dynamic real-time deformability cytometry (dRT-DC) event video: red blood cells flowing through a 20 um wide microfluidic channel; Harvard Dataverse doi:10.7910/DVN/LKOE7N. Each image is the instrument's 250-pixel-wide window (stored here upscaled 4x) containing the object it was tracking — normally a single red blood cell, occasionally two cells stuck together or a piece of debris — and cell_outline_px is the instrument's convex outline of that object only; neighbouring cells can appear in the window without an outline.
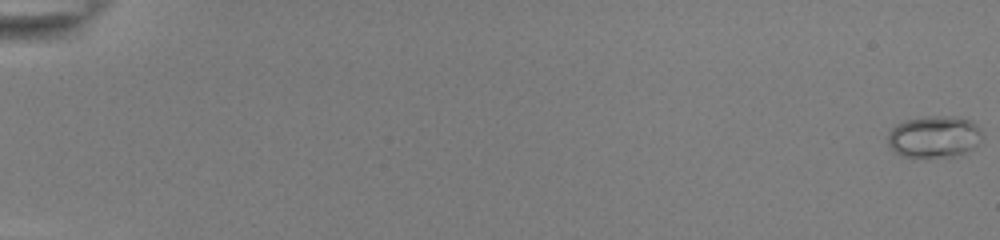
{"species": "common noctule bat (a hibernating species)", "species_latin": "Nyctalus noctula", "temperature_condition": "room temperature", "stored_images_in_passage": 55, "camera_frame_rate_fps": 3000, "um_per_image_px": 0.085, "animal": {"sex": "female", "body_mass_g": 22.0, "forearm_length_mm": 56.7}, "frame": {"image": 1, "passage_image": 1, "time_ms": 0.0, "image_size_px": [1000, 240], "cell_outline_px": [[984, 136], [964, 156], [904, 156], [896, 152], [888, 144], [888, 132], [896, 124], [904, 120], [928, 116], [956, 116], [972, 120], [984, 132]], "centroid_in_image_um": [79.46, 11.6], "position_along_channel_um": 5.5, "area_um2": 23.24}}
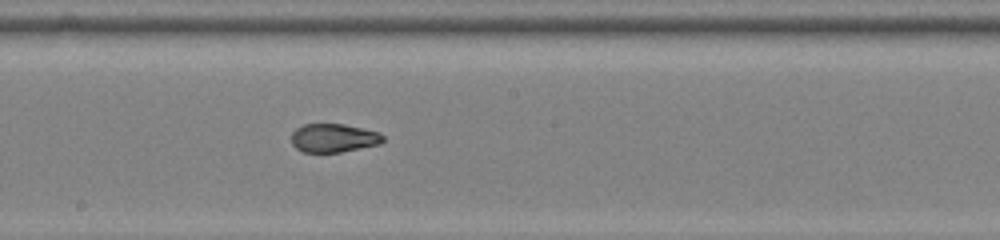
{"frame": {"image": 2, "passage_image": 33, "time_ms": 10.667, "image_size_px": [1000, 240], "cell_outline_px": [[384, 140], [380, 144], [340, 152], [304, 152], [296, 148], [292, 144], [292, 132], [296, 128], [304, 124], [344, 124], [380, 132], [384, 136]], "centroid_in_image_um": [28.37, 11.72], "position_along_channel_um": 219.8, "area_um2": 15.26}}
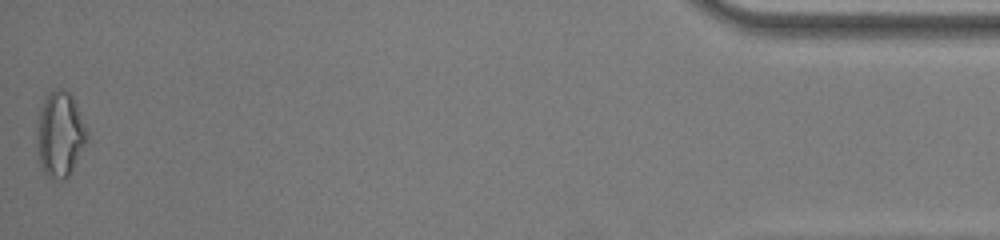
{"frame": {"image": 3, "passage_image": 55, "time_ms": 18.0, "image_size_px": [1000, 240], "cell_outline_px": [[88, 136], [68, 176], [64, 180], [52, 180], [44, 172], [40, 164], [36, 148], [36, 140], [40, 108], [48, 92], [60, 88], [64, 88], [72, 96], [88, 128]], "centroid_in_image_um": [5.08, 11.4], "position_along_channel_um": 430.1, "area_um2": 24.85}, "authors_computed_cell_mechanics": {"area_um2": 16.9354, "velocity_mm_per_s": 3.8957, "shape_relaxation_time_tau1_ms": null, "shape_relaxation_time_tau2_ms": 1.0374, "deformation_change_tau1": null, "deformation_change_tau2": 0.0605}}